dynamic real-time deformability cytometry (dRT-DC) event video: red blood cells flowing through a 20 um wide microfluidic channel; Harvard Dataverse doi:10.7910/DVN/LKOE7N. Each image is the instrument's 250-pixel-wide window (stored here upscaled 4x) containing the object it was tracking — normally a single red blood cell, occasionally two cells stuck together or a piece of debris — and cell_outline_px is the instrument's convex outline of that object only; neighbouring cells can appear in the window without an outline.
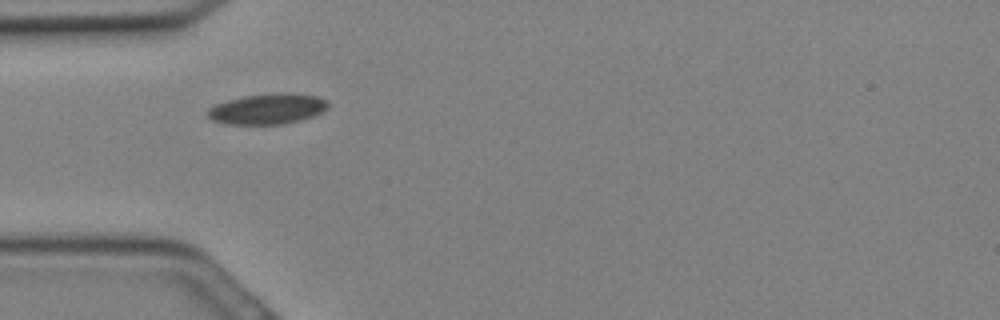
{"species": "Egyptian fruit bat (a non-hibernating species)", "species_latin": "Rousettus aegyptiacus", "temperature_condition": "cold", "stored_images_in_passage": 20, "camera_frame_rate_fps": 3000, "um_per_image_px": 0.085, "animal": {"sex": "female"}, "frame": {"image": 1, "passage_image": 2, "time_ms": 0.333, "image_size_px": [1000, 320], "cell_outline_px": [[328, 108], [312, 116], [300, 120], [284, 124], [228, 124], [212, 120], [208, 116], [208, 108], [216, 104], [228, 100], [244, 96], [276, 92], [288, 92], [316, 96], [328, 100]], "centroid_in_image_um": [22.75, 9.24], "position_along_channel_um": 62.2, "area_um2": 21.44}}
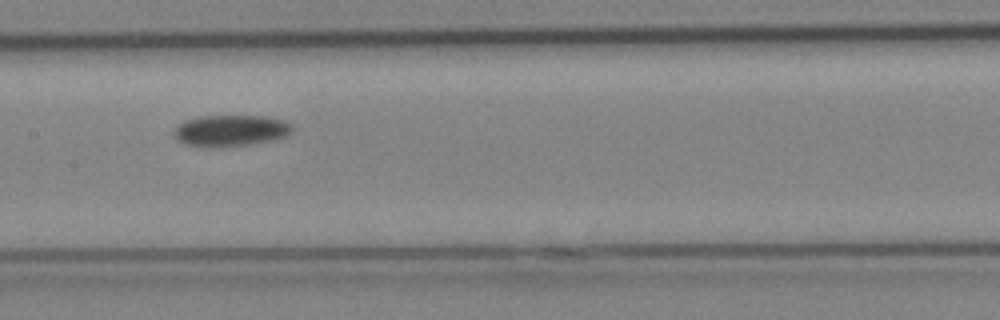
{"frame": {"image": 2, "passage_image": 8, "time_ms": 2.333, "image_size_px": [1000, 320], "cell_outline_px": [[292, 132], [288, 136], [276, 140], [256, 144], [224, 148], [200, 148], [184, 144], [176, 140], [172, 136], [172, 132], [184, 120], [200, 116], [264, 116], [284, 120], [292, 124]], "centroid_in_image_um": [19.59, 11.14], "position_along_channel_um": 187.8, "area_um2": 22.54}}
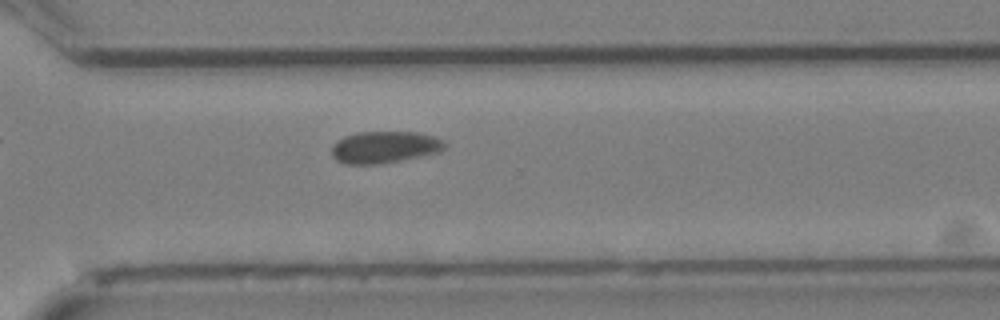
{"frame": {"image": 3, "passage_image": 15, "time_ms": 4.667, "image_size_px": [1000, 320], "cell_outline_px": [[448, 144], [440, 152], [380, 164], [344, 164], [336, 160], [332, 156], [332, 144], [336, 140], [344, 136], [356, 132], [416, 132], [436, 136], [444, 140]], "centroid_in_image_um": [32.68, 12.5], "position_along_channel_um": 337.9, "area_um2": 21.27}}